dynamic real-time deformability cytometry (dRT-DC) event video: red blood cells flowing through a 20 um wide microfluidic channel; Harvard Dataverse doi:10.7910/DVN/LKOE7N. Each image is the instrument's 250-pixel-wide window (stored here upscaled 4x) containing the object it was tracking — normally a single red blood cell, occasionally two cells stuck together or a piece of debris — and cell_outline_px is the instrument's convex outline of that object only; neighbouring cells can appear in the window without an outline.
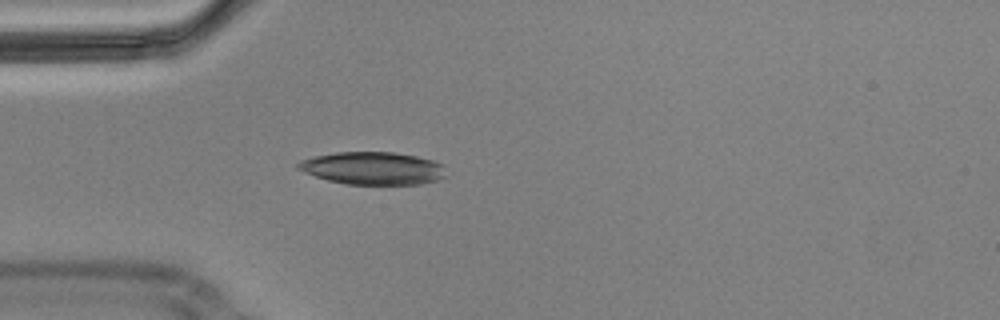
{"species": "Egyptian fruit bat (a non-hibernating species)", "species_latin": "Rousettus aegyptiacus", "temperature_condition": "cold", "stored_images_in_passage": 4, "camera_frame_rate_fps": 3000, "um_per_image_px": 0.085, "animal": {"sex": "male"}, "frame": {"image": 1, "passage_image": 4, "time_ms": 1.0, "image_size_px": [1000, 320], "cell_outline_px": [[448, 176], [436, 180], [420, 184], [348, 184], [328, 180], [304, 172], [296, 168], [296, 164], [300, 160], [312, 156], [336, 152], [392, 152], [416, 156], [432, 160], [444, 164]], "centroid_in_image_um": [31.7, 14.29], "position_along_channel_um": 53.3, "area_um2": 28.32}}